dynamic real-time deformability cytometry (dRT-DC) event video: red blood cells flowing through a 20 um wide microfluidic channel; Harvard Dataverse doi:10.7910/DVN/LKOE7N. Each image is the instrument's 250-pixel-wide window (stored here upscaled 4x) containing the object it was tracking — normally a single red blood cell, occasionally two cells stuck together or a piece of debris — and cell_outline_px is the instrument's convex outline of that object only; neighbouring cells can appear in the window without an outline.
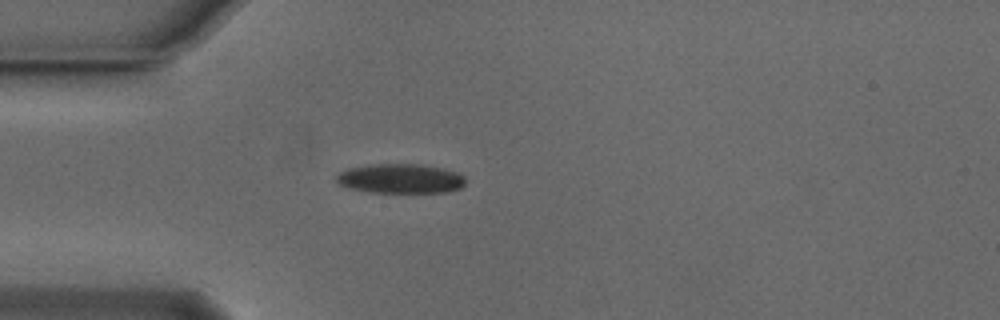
{"species": "Egyptian fruit bat (a non-hibernating species)", "species_latin": "Rousettus aegyptiacus", "temperature_condition": "cold", "stored_images_in_passage": 39, "camera_frame_rate_fps": 3000, "um_per_image_px": 0.085, "animal": {"sex": "male"}, "frame": {"image": 1, "passage_image": 1, "time_ms": 0.0, "image_size_px": [1000, 320], "cell_outline_px": [[464, 184], [460, 188], [448, 192], [372, 192], [352, 188], [340, 184], [336, 180], [336, 176], [340, 172], [348, 168], [368, 164], [424, 164], [444, 168], [460, 172], [464, 176]], "centroid_in_image_um": [34.09, 15.16], "position_along_channel_um": 50.9, "area_um2": 22.25}}
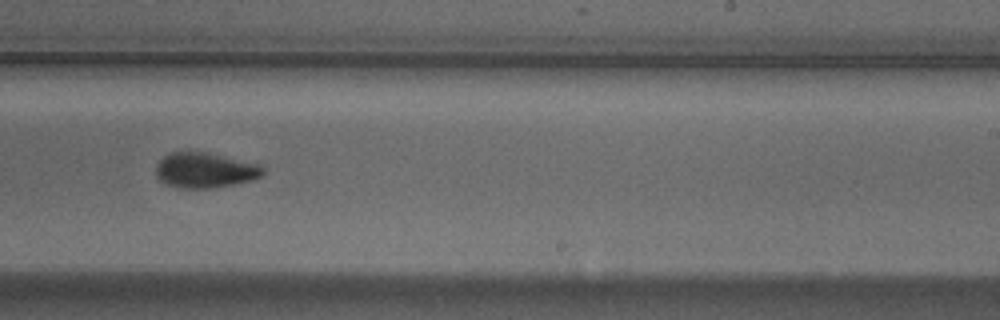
{"frame": {"image": 2, "passage_image": 19, "time_ms": 6.0, "image_size_px": [1000, 320], "cell_outline_px": [[264, 176], [232, 184], [212, 188], [184, 188], [168, 184], [160, 180], [156, 176], [156, 164], [168, 152], [208, 152], [260, 164], [264, 168]], "centroid_in_image_um": [17.43, 14.45], "position_along_channel_um": 271.6, "area_um2": 21.91}}
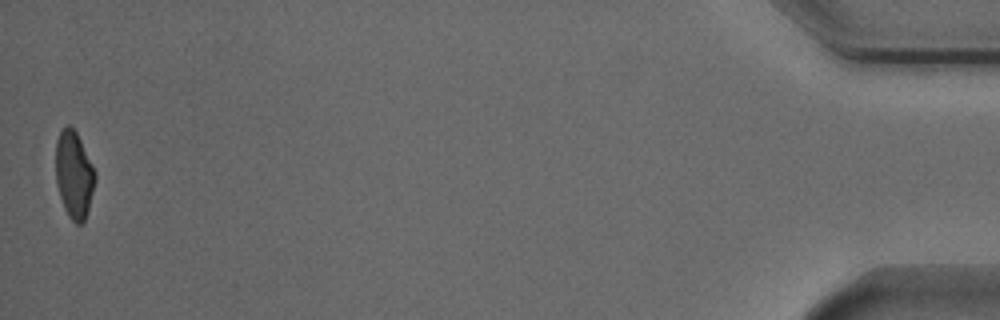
{"frame": {"image": 3, "passage_image": 39, "time_ms": 12.667, "image_size_px": [1000, 320], "cell_outline_px": [[96, 180], [88, 208], [84, 220], [80, 224], [76, 224], [68, 216], [64, 208], [56, 184], [56, 140], [60, 132], [68, 124], [76, 132], [96, 172]], "centroid_in_image_um": [6.29, 14.86], "position_along_channel_um": 428.9, "area_um2": 19.77}, "authors_computed_cell_mechanics": {"area_um2": 21.9062, "velocity_mm_per_s": 3.853, "shape_relaxation_time_tau1_ms": 6.5549, "shape_relaxation_time_tau2_ms": 6.7496, "deformation_change_tau1": 0.178, "deformation_change_tau2": 0.1055}}